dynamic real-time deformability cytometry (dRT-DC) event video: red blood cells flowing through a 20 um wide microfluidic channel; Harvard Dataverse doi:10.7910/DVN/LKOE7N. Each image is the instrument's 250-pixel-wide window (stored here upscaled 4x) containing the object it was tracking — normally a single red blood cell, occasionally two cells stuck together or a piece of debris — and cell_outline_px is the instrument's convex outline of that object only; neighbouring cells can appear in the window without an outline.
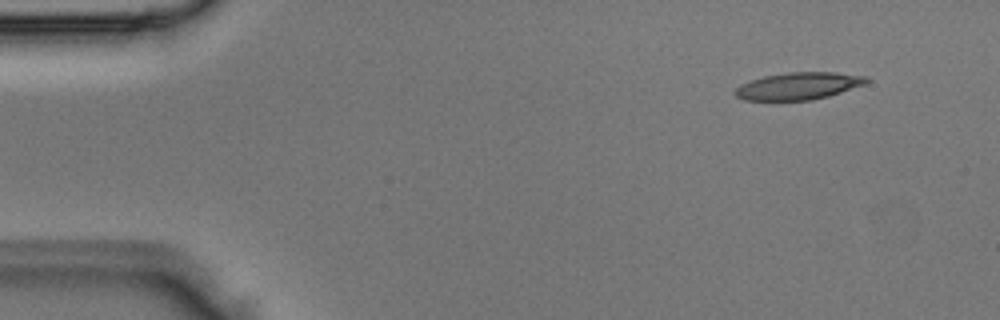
{"species": "Egyptian fruit bat (a non-hibernating species)", "species_latin": "Rousettus aegyptiacus", "temperature_condition": "room temperature", "stored_images_in_passage": 3, "segment_of_instrument_passage": [1, 2], "camera_frame_rate_fps": 3000, "um_per_image_px": 0.085, "animal": {"sex": "male"}, "frame": {"image": 1, "passage_image": 1, "time_ms": 0.0, "image_size_px": [1000, 320], "cell_outline_px": [[872, 80], [864, 84], [828, 96], [812, 100], [744, 100], [736, 96], [732, 92], [740, 84], [764, 76], [788, 72], [836, 72], [864, 76]], "centroid_in_image_um": [67.85, 7.31], "position_along_channel_um": 17.2, "area_um2": 20.75}}
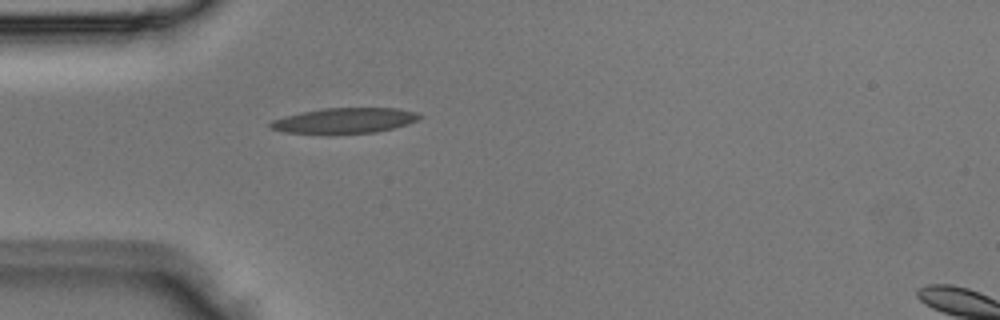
{"frame": {"image": 2, "passage_image": 2, "time_ms": 0.333, "image_size_px": [1000, 320], "cell_outline_px": [[424, 116], [408, 124], [376, 132], [332, 136], [328, 136], [284, 132], [268, 128], [268, 124], [272, 120], [284, 116], [324, 108], [396, 108], [416, 112]], "centroid_in_image_um": [29.23, 10.29], "position_along_channel_um": 55.8, "area_um2": 22.83}}